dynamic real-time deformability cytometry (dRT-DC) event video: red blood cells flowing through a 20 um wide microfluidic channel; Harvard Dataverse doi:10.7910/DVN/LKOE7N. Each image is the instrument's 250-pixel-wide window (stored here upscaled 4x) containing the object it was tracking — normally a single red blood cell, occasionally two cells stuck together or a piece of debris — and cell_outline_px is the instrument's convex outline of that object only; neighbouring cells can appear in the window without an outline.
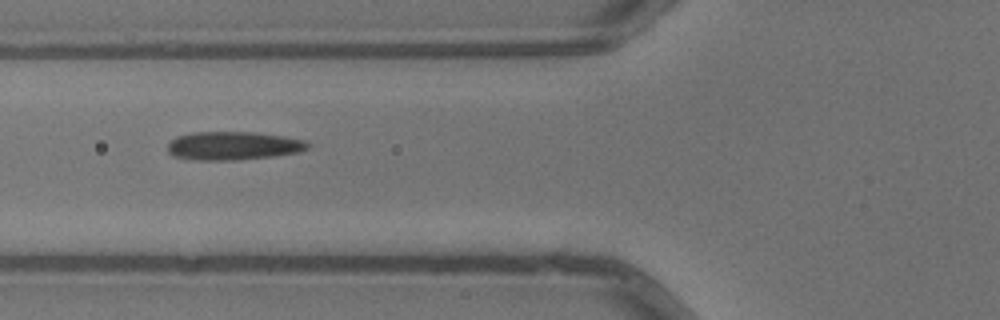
{"species": "common noctule bat (a hibernating species)", "species_latin": "Nyctalus noctula", "temperature_condition": "warm", "stored_images_in_passage": 8, "camera_frame_rate_fps": 3000, "um_per_image_px": 0.085, "animal": {"sex": "male", "body_mass_g": 13.3}, "frame": {"image": 1, "passage_image": 6, "time_ms": 1.667, "image_size_px": [1000, 320], "cell_outline_px": [[312, 144], [308, 148], [300, 152], [272, 156], [236, 160], [188, 160], [172, 156], [168, 152], [168, 144], [176, 136], [192, 132], [252, 132], [280, 136], [304, 140]], "centroid_in_image_um": [19.78, 12.4], "position_along_channel_um": 106.0, "area_um2": 23.29}}
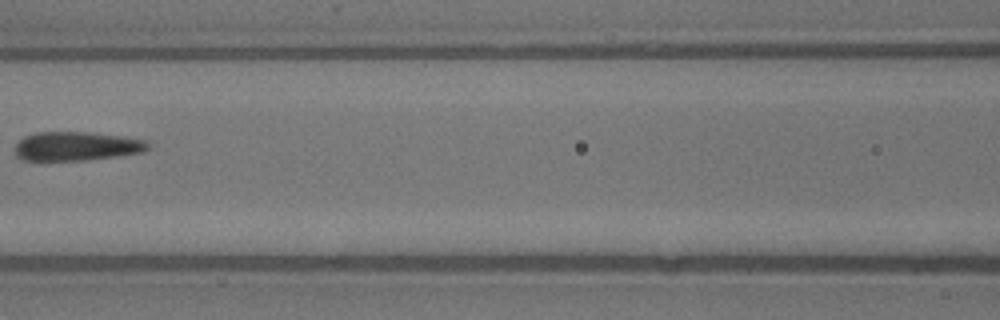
{"frame": {"image": 2, "passage_image": 7, "time_ms": 2.0, "image_size_px": [1000, 320], "cell_outline_px": [[152, 144], [144, 152], [88, 160], [44, 164], [20, 160], [16, 156], [16, 144], [24, 136], [36, 132], [88, 132], [124, 136], [148, 140]], "centroid_in_image_um": [6.46, 12.47], "position_along_channel_um": 160.1, "area_um2": 23.64}}
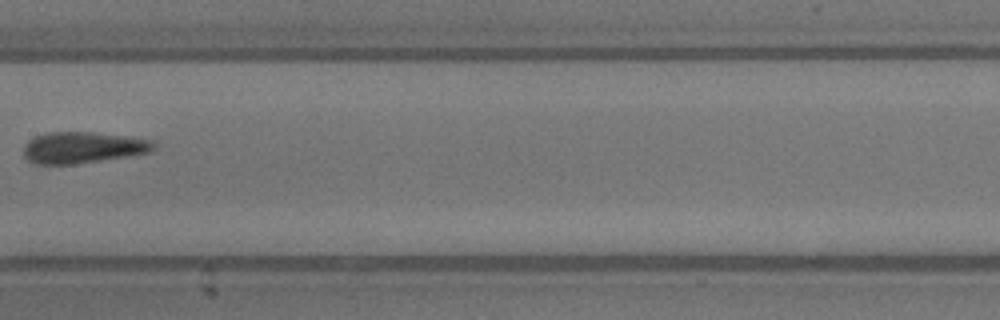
{"frame": {"image": 3, "passage_image": 8, "time_ms": 2.333, "image_size_px": [1000, 320], "cell_outline_px": [[156, 148], [152, 152], [128, 156], [72, 164], [32, 164], [24, 156], [24, 144], [28, 140], [36, 136], [48, 132], [92, 132], [156, 140]], "centroid_in_image_um": [7.06, 12.54], "position_along_channel_um": 200.3, "area_um2": 23.87}}